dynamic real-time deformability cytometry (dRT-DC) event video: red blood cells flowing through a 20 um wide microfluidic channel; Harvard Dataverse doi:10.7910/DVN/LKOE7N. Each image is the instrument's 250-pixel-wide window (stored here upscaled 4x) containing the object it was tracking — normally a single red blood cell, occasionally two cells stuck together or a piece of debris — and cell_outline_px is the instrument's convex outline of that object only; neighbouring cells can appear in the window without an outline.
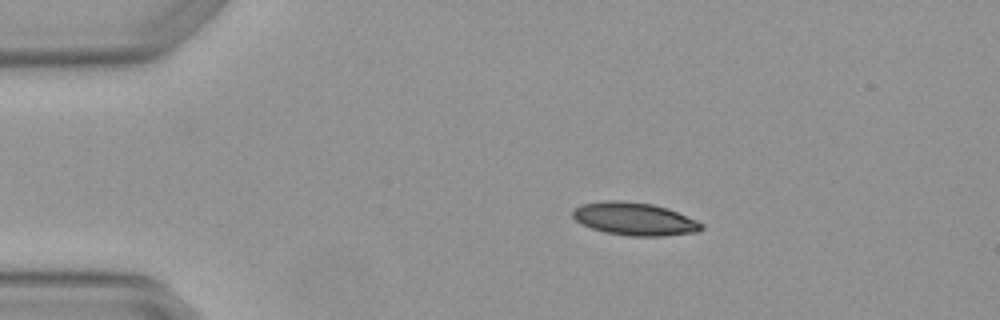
{"species": "Egyptian fruit bat (a non-hibernating species)", "species_latin": "Rousettus aegyptiacus", "temperature_condition": "warm", "stored_images_in_passage": 2, "camera_frame_rate_fps": 3000, "um_per_image_px": 0.085, "animal": {"sex": "female"}, "frame": {"image": 1, "passage_image": 1, "time_ms": 0.0, "image_size_px": [1000, 320], "cell_outline_px": [[704, 228], [696, 232], [664, 236], [628, 236], [608, 232], [592, 228], [576, 220], [572, 216], [572, 212], [580, 204], [604, 200], [620, 200], [652, 204], [668, 208], [696, 220], [704, 224]], "centroid_in_image_um": [53.95, 18.6], "position_along_channel_um": 31.0, "area_um2": 24.57}}